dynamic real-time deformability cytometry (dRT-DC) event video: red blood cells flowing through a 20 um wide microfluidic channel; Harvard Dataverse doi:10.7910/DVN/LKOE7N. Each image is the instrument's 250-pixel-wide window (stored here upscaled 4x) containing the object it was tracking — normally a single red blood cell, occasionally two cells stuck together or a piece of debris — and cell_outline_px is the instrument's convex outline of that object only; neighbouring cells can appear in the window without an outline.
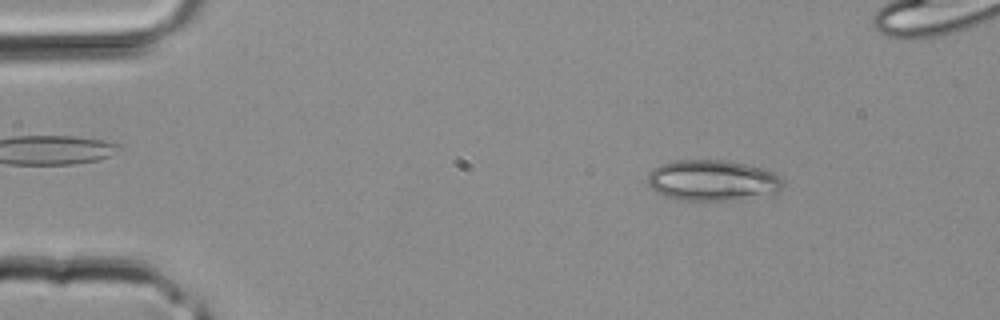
{"species": "common noctule bat (a hibernating species)", "species_latin": "Nyctalus noctula", "temperature_condition": "room temperature", "stored_images_in_passage": 3, "camera_frame_rate_fps": 3000, "um_per_image_px": 0.085, "animal": {"sex": "male", "body_mass_g": 20.4}, "frame": {"image": 1, "passage_image": 1, "time_ms": 0.0, "image_size_px": [1000, 320], "cell_outline_px": [[784, 184], [776, 192], [740, 200], [684, 200], [664, 196], [656, 192], [648, 184], [648, 172], [652, 168], [660, 164], [676, 160], [728, 160], [748, 164], [764, 168], [776, 172], [784, 180]], "centroid_in_image_um": [60.58, 15.32], "position_along_channel_um": 24.4, "area_um2": 32.6}}